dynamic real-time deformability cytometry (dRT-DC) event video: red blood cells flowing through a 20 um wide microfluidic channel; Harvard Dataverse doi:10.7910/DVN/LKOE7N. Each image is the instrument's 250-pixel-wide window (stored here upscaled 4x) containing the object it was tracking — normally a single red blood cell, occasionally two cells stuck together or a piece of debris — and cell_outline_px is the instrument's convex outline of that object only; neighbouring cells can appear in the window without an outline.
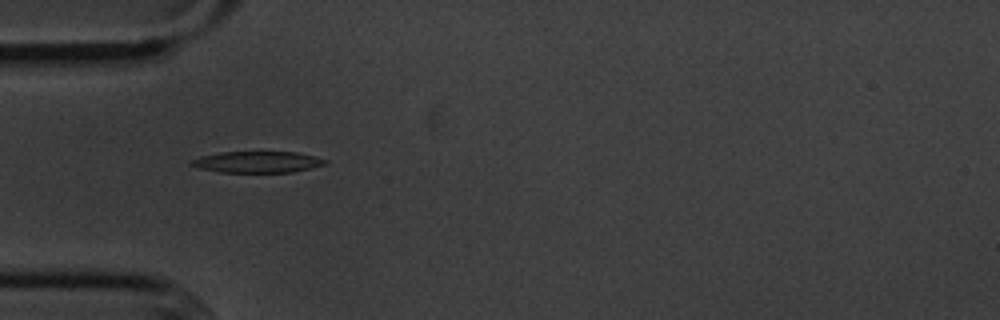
{"species": "common noctule bat (a hibernating species)", "species_latin": "Nyctalus noctula", "temperature_condition": "cold", "stored_images_in_passage": 9, "camera_frame_rate_fps": 3000, "um_per_image_px": 0.085, "animal": {"sex": "male", "body_mass_g": 20.1, "forearm_length_mm": 53.5}, "frame": {"image": 1, "passage_image": 4, "time_ms": 3.333, "image_size_px": [1000, 320], "cell_outline_px": [[328, 160], [324, 164], [292, 172], [220, 172], [200, 168], [188, 164], [192, 160], [200, 156], [220, 152], [296, 152]], "centroid_in_image_um": [21.82, 13.76], "position_along_channel_um": 63.2, "area_um2": 16.36}}
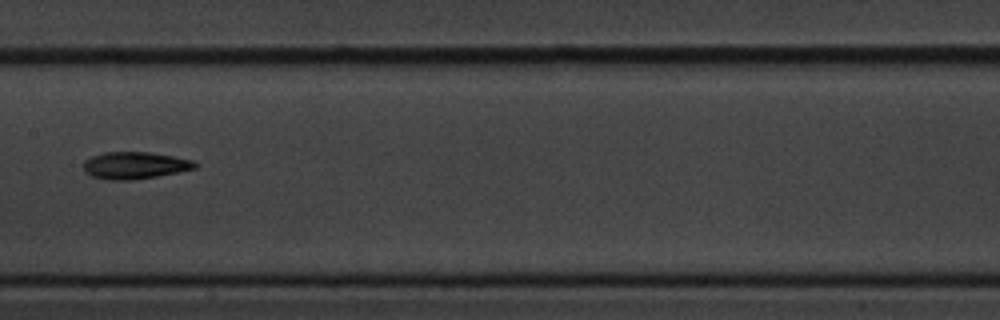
{"frame": {"image": 2, "passage_image": 7, "time_ms": 7.0, "image_size_px": [1000, 320], "cell_outline_px": [[200, 164], [196, 168], [180, 172], [156, 176], [128, 180], [108, 180], [92, 176], [84, 168], [84, 160], [92, 156], [104, 152], [148, 152], [196, 160]], "centroid_in_image_um": [11.52, 14.05], "position_along_channel_um": 195.9, "area_um2": 17.57}}
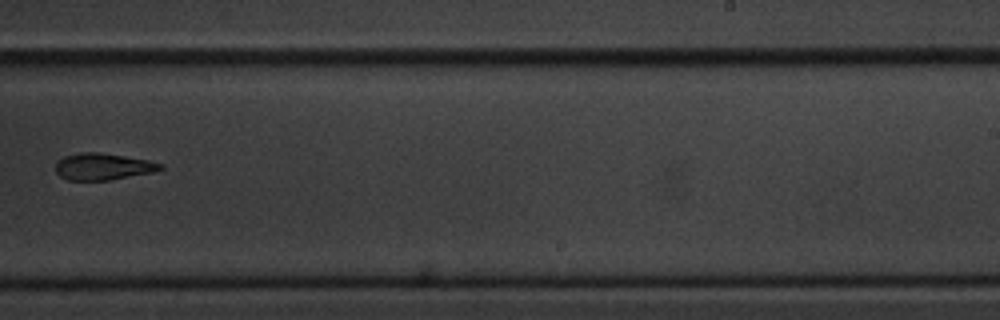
{"frame": {"image": 3, "passage_image": 9, "time_ms": 9.333, "image_size_px": [1000, 320], "cell_outline_px": [[164, 168], [152, 172], [108, 180], [68, 180], [60, 176], [56, 172], [56, 164], [64, 156], [84, 152], [96, 152], [124, 156], [148, 160], [164, 164]], "centroid_in_image_um": [8.76, 14.16], "position_along_channel_um": 280.2, "area_um2": 16.07}}